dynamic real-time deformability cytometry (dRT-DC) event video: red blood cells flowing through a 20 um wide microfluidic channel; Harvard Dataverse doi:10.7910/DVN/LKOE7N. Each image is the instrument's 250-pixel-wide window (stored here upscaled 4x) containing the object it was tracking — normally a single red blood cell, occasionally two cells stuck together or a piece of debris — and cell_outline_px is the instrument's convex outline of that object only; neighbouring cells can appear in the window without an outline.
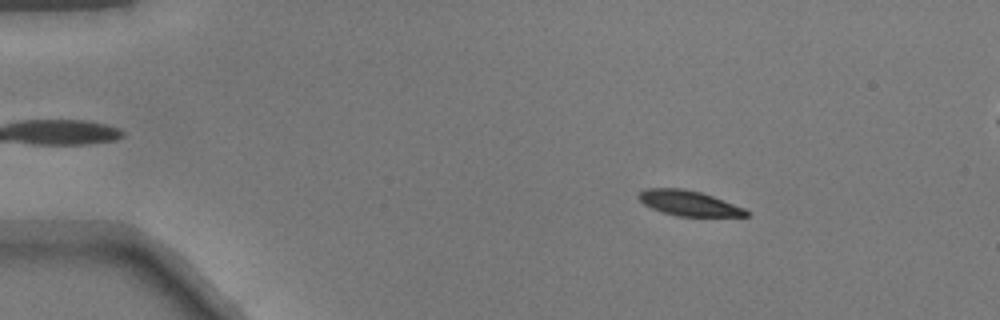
{"species": "common noctule bat (a hibernating species)", "species_latin": "Nyctalus noctula", "temperature_condition": "warm", "stored_images_in_passage": 52, "segment_of_instrument_passage": [1, 2], "camera_frame_rate_fps": 3000, "um_per_image_px": 0.085, "animal": {"sex": "male", "body_mass_g": 17.9}, "frame": {"image": 1, "passage_image": 8, "time_ms": 2.333, "image_size_px": [1000, 320], "cell_outline_px": [[748, 216], [676, 216], [652, 208], [644, 204], [636, 196], [644, 188], [684, 188], [700, 192], [712, 196], [744, 208], [748, 212]], "centroid_in_image_um": [58.5, 17.26], "position_along_channel_um": 26.5, "area_um2": 15.61}}
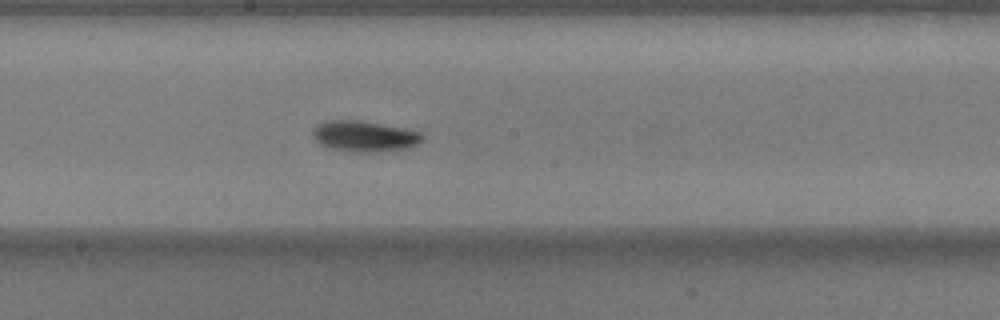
{"frame": {"image": 2, "passage_image": 28, "time_ms": 9.0, "image_size_px": [1000, 320], "cell_outline_px": [[424, 140], [408, 148], [360, 152], [332, 148], [320, 144], [312, 136], [312, 128], [316, 124], [328, 120], [360, 120], [404, 128], [420, 132], [424, 136]], "centroid_in_image_um": [30.95, 11.55], "position_along_channel_um": 217.3, "area_um2": 19.48}}
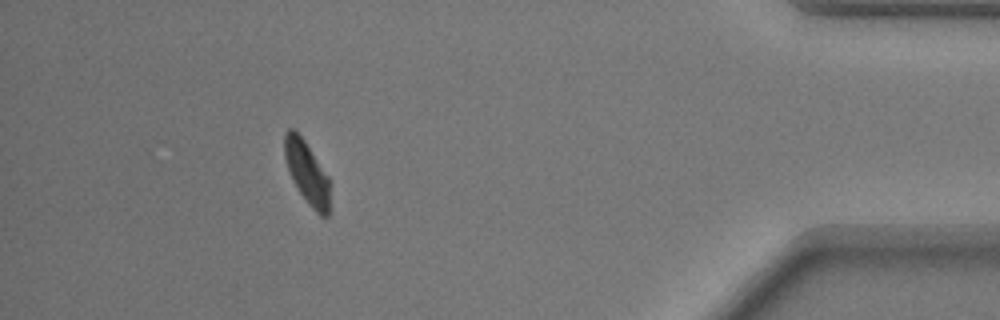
{"frame": {"image": 3, "passage_image": 46, "time_ms": 15.0, "image_size_px": [1000, 320], "cell_outline_px": [[328, 216], [320, 216], [308, 204], [292, 180], [284, 156], [284, 132], [288, 128], [292, 128], [304, 140], [328, 176]], "centroid_in_image_um": [26.05, 14.64], "position_along_channel_um": 409.1, "area_um2": 16.13}}